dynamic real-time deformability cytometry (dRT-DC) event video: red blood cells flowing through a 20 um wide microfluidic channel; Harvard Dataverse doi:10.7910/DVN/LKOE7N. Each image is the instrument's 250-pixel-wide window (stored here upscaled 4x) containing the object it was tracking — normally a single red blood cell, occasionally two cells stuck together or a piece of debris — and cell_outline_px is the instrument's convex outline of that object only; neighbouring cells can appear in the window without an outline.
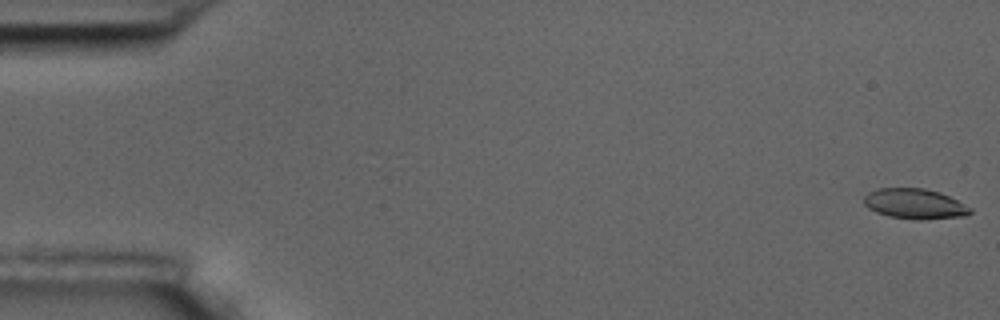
{"species": "common noctule bat (a hibernating species)", "species_latin": "Nyctalus noctula", "temperature_condition": "room temperature", "stored_images_in_passage": 58, "camera_frame_rate_fps": 3000, "um_per_image_px": 0.085, "animal": {"sex": "male", "body_mass_g": 17.5, "forearm_length_mm": 52.3}, "frame": {"image": 1, "passage_image": 1, "time_ms": 0.0, "image_size_px": [1000, 320], "cell_outline_px": [[972, 212], [964, 216], [924, 220], [916, 220], [888, 216], [876, 212], [868, 208], [864, 204], [864, 196], [868, 192], [876, 188], [924, 188], [940, 192], [972, 208]], "centroid_in_image_um": [77.73, 17.33], "position_along_channel_um": 7.3, "area_um2": 18.84}}
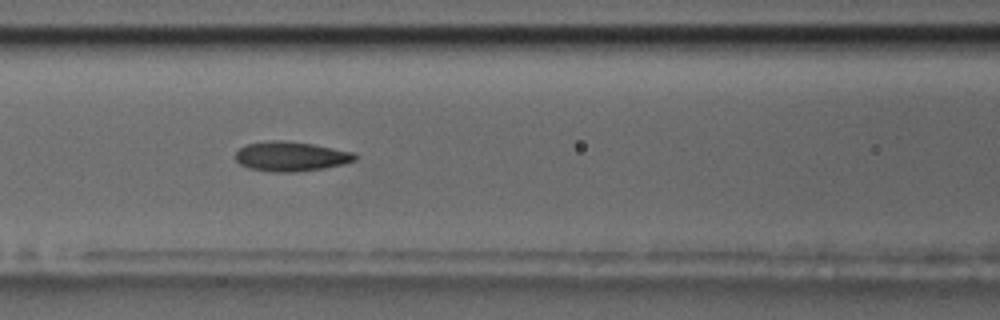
{"frame": {"image": 2, "passage_image": 25, "time_ms": 8.0, "image_size_px": [1000, 320], "cell_outline_px": [[356, 160], [344, 164], [324, 168], [296, 172], [272, 172], [248, 168], [240, 164], [236, 160], [236, 152], [240, 148], [248, 144], [272, 140], [276, 140], [312, 144], [356, 152]], "centroid_in_image_um": [24.75, 13.3], "position_along_channel_um": 141.8, "area_um2": 20.58}}
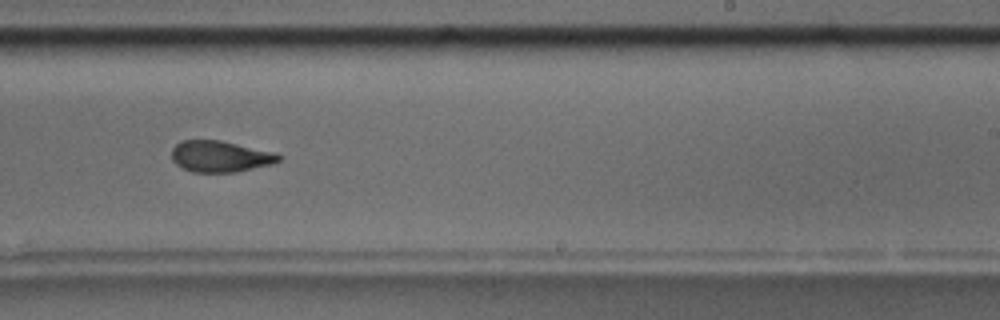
{"frame": {"image": 3, "passage_image": 36, "time_ms": 11.667, "image_size_px": [1000, 320], "cell_outline_px": [[284, 156], [280, 160], [272, 164], [236, 172], [192, 172], [176, 164], [172, 160], [172, 148], [180, 140], [220, 140], [276, 152]], "centroid_in_image_um": [18.74, 13.29], "position_along_channel_um": 270.3, "area_um2": 19.65}, "authors_computed_cell_mechanics": {"area_um2": 20.0566, "velocity_mm_per_s": 3.5181, "shape_relaxation_time_tau1_ms": 6.0651, "shape_relaxation_time_tau2_ms": 2.1874, "deformation_change_tau1": 0.1567, "deformation_change_tau2": 0.0811}}